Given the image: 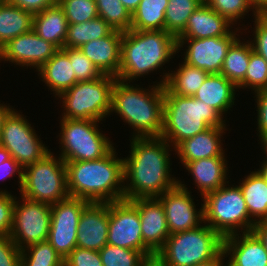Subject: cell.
<instances>
[{"label":"cell","mask_w":267,"mask_h":266,"mask_svg":"<svg viewBox=\"0 0 267 266\" xmlns=\"http://www.w3.org/2000/svg\"><path fill=\"white\" fill-rule=\"evenodd\" d=\"M169 142L162 137H133L130 156L123 158L124 199L157 198L178 184L170 176Z\"/></svg>","instance_id":"6da1fadb"},{"label":"cell","mask_w":267,"mask_h":266,"mask_svg":"<svg viewBox=\"0 0 267 266\" xmlns=\"http://www.w3.org/2000/svg\"><path fill=\"white\" fill-rule=\"evenodd\" d=\"M113 148L98 160L65 162L67 188L71 197L90 203H110L124 199V161ZM118 186V187H117Z\"/></svg>","instance_id":"7a4b0ae2"},{"label":"cell","mask_w":267,"mask_h":266,"mask_svg":"<svg viewBox=\"0 0 267 266\" xmlns=\"http://www.w3.org/2000/svg\"><path fill=\"white\" fill-rule=\"evenodd\" d=\"M147 90L118 79L112 87L110 112L137 131L133 137H160L163 130L164 86L158 83Z\"/></svg>","instance_id":"3957f363"},{"label":"cell","mask_w":267,"mask_h":266,"mask_svg":"<svg viewBox=\"0 0 267 266\" xmlns=\"http://www.w3.org/2000/svg\"><path fill=\"white\" fill-rule=\"evenodd\" d=\"M177 50V38L165 30L122 32L121 64L117 79L123 82L146 75L164 65Z\"/></svg>","instance_id":"277c9868"},{"label":"cell","mask_w":267,"mask_h":266,"mask_svg":"<svg viewBox=\"0 0 267 266\" xmlns=\"http://www.w3.org/2000/svg\"><path fill=\"white\" fill-rule=\"evenodd\" d=\"M223 117L213 107L193 96H179L164 85L162 138L174 148L183 140L210 127H226Z\"/></svg>","instance_id":"5b68a950"},{"label":"cell","mask_w":267,"mask_h":266,"mask_svg":"<svg viewBox=\"0 0 267 266\" xmlns=\"http://www.w3.org/2000/svg\"><path fill=\"white\" fill-rule=\"evenodd\" d=\"M224 238L208 225L170 234L156 253L165 266H194L223 250Z\"/></svg>","instance_id":"8992f818"},{"label":"cell","mask_w":267,"mask_h":266,"mask_svg":"<svg viewBox=\"0 0 267 266\" xmlns=\"http://www.w3.org/2000/svg\"><path fill=\"white\" fill-rule=\"evenodd\" d=\"M204 224L218 232L223 238L236 234L242 228L243 233L253 231L256 219H251L239 186L223 185L203 197ZM253 220V221H252ZM239 227V228H238ZM245 228V229H243Z\"/></svg>","instance_id":"52a82bcc"},{"label":"cell","mask_w":267,"mask_h":266,"mask_svg":"<svg viewBox=\"0 0 267 266\" xmlns=\"http://www.w3.org/2000/svg\"><path fill=\"white\" fill-rule=\"evenodd\" d=\"M51 153L24 168L20 189L22 196L49 205L70 196L65 162L60 156L57 159Z\"/></svg>","instance_id":"ba28073f"},{"label":"cell","mask_w":267,"mask_h":266,"mask_svg":"<svg viewBox=\"0 0 267 266\" xmlns=\"http://www.w3.org/2000/svg\"><path fill=\"white\" fill-rule=\"evenodd\" d=\"M117 78L102 75L92 81L77 82L63 92L65 112L62 118L101 121L111 111V92Z\"/></svg>","instance_id":"9c48e42d"},{"label":"cell","mask_w":267,"mask_h":266,"mask_svg":"<svg viewBox=\"0 0 267 266\" xmlns=\"http://www.w3.org/2000/svg\"><path fill=\"white\" fill-rule=\"evenodd\" d=\"M97 122L100 121L62 118L60 157L64 162L98 160L114 148L98 130Z\"/></svg>","instance_id":"30bf717a"},{"label":"cell","mask_w":267,"mask_h":266,"mask_svg":"<svg viewBox=\"0 0 267 266\" xmlns=\"http://www.w3.org/2000/svg\"><path fill=\"white\" fill-rule=\"evenodd\" d=\"M12 109L5 117L1 133L0 145L8 150L23 169L42 159L48 151L27 119Z\"/></svg>","instance_id":"8fae6325"},{"label":"cell","mask_w":267,"mask_h":266,"mask_svg":"<svg viewBox=\"0 0 267 266\" xmlns=\"http://www.w3.org/2000/svg\"><path fill=\"white\" fill-rule=\"evenodd\" d=\"M21 197L22 205L15 200L10 232V238L20 250L47 241L51 221V205Z\"/></svg>","instance_id":"7c38bea8"},{"label":"cell","mask_w":267,"mask_h":266,"mask_svg":"<svg viewBox=\"0 0 267 266\" xmlns=\"http://www.w3.org/2000/svg\"><path fill=\"white\" fill-rule=\"evenodd\" d=\"M107 244L140 251L145 257L154 255L144 244L138 208L130 200L109 203Z\"/></svg>","instance_id":"4fadbf2b"},{"label":"cell","mask_w":267,"mask_h":266,"mask_svg":"<svg viewBox=\"0 0 267 266\" xmlns=\"http://www.w3.org/2000/svg\"><path fill=\"white\" fill-rule=\"evenodd\" d=\"M89 203L85 199L68 196L51 205V221L47 241L63 260L77 247L79 218Z\"/></svg>","instance_id":"5bb4252c"},{"label":"cell","mask_w":267,"mask_h":266,"mask_svg":"<svg viewBox=\"0 0 267 266\" xmlns=\"http://www.w3.org/2000/svg\"><path fill=\"white\" fill-rule=\"evenodd\" d=\"M236 35L235 32L231 31L222 37L177 38V50H180L184 43L189 42L185 58H183L184 62L209 74H220L227 51L237 39Z\"/></svg>","instance_id":"9a60e30c"},{"label":"cell","mask_w":267,"mask_h":266,"mask_svg":"<svg viewBox=\"0 0 267 266\" xmlns=\"http://www.w3.org/2000/svg\"><path fill=\"white\" fill-rule=\"evenodd\" d=\"M186 185L178 184L157 199L161 202L170 234L195 229L204 221L203 205L197 212Z\"/></svg>","instance_id":"2e32d148"},{"label":"cell","mask_w":267,"mask_h":266,"mask_svg":"<svg viewBox=\"0 0 267 266\" xmlns=\"http://www.w3.org/2000/svg\"><path fill=\"white\" fill-rule=\"evenodd\" d=\"M59 48L53 43L39 37L31 29L10 40L0 49V60L4 59L17 65L32 66L39 69Z\"/></svg>","instance_id":"e0dca14e"},{"label":"cell","mask_w":267,"mask_h":266,"mask_svg":"<svg viewBox=\"0 0 267 266\" xmlns=\"http://www.w3.org/2000/svg\"><path fill=\"white\" fill-rule=\"evenodd\" d=\"M109 203H89L82 211L77 232V247L100 251L107 244Z\"/></svg>","instance_id":"ac0fdd59"},{"label":"cell","mask_w":267,"mask_h":266,"mask_svg":"<svg viewBox=\"0 0 267 266\" xmlns=\"http://www.w3.org/2000/svg\"><path fill=\"white\" fill-rule=\"evenodd\" d=\"M130 201L138 208L144 244L156 254L170 235L164 208L157 198Z\"/></svg>","instance_id":"d6986e66"},{"label":"cell","mask_w":267,"mask_h":266,"mask_svg":"<svg viewBox=\"0 0 267 266\" xmlns=\"http://www.w3.org/2000/svg\"><path fill=\"white\" fill-rule=\"evenodd\" d=\"M122 32L113 30L104 38L94 39L79 49L104 75L117 77L121 64Z\"/></svg>","instance_id":"ffe728a7"},{"label":"cell","mask_w":267,"mask_h":266,"mask_svg":"<svg viewBox=\"0 0 267 266\" xmlns=\"http://www.w3.org/2000/svg\"><path fill=\"white\" fill-rule=\"evenodd\" d=\"M238 235H229L223 240V251L230 254L229 263L233 266H267V250L259 237L253 231L242 233V237Z\"/></svg>","instance_id":"44dd1931"},{"label":"cell","mask_w":267,"mask_h":266,"mask_svg":"<svg viewBox=\"0 0 267 266\" xmlns=\"http://www.w3.org/2000/svg\"><path fill=\"white\" fill-rule=\"evenodd\" d=\"M225 127H210L207 130L187 138L180 142L175 151L178 153L181 162L196 161L211 157H224V150L221 145V137Z\"/></svg>","instance_id":"7402d4cb"},{"label":"cell","mask_w":267,"mask_h":266,"mask_svg":"<svg viewBox=\"0 0 267 266\" xmlns=\"http://www.w3.org/2000/svg\"><path fill=\"white\" fill-rule=\"evenodd\" d=\"M231 22L204 2L188 18L184 31L177 38H210L228 35Z\"/></svg>","instance_id":"603a6c76"},{"label":"cell","mask_w":267,"mask_h":266,"mask_svg":"<svg viewBox=\"0 0 267 266\" xmlns=\"http://www.w3.org/2000/svg\"><path fill=\"white\" fill-rule=\"evenodd\" d=\"M226 158L211 157L187 162L184 166L194 177L201 196L226 185Z\"/></svg>","instance_id":"cb8c5ba5"},{"label":"cell","mask_w":267,"mask_h":266,"mask_svg":"<svg viewBox=\"0 0 267 266\" xmlns=\"http://www.w3.org/2000/svg\"><path fill=\"white\" fill-rule=\"evenodd\" d=\"M237 87L221 74H209L194 98L213 107L221 116L234 105Z\"/></svg>","instance_id":"d4e9b609"},{"label":"cell","mask_w":267,"mask_h":266,"mask_svg":"<svg viewBox=\"0 0 267 266\" xmlns=\"http://www.w3.org/2000/svg\"><path fill=\"white\" fill-rule=\"evenodd\" d=\"M32 29L42 39L53 43L59 49L64 48L68 22L64 10L58 2L45 8L42 12L33 14Z\"/></svg>","instance_id":"484cf974"},{"label":"cell","mask_w":267,"mask_h":266,"mask_svg":"<svg viewBox=\"0 0 267 266\" xmlns=\"http://www.w3.org/2000/svg\"><path fill=\"white\" fill-rule=\"evenodd\" d=\"M38 72L58 97L77 83L70 58L63 49H59L38 69Z\"/></svg>","instance_id":"4316f807"},{"label":"cell","mask_w":267,"mask_h":266,"mask_svg":"<svg viewBox=\"0 0 267 266\" xmlns=\"http://www.w3.org/2000/svg\"><path fill=\"white\" fill-rule=\"evenodd\" d=\"M33 26V14L20 7L0 0V49L13 38L29 32Z\"/></svg>","instance_id":"83f0119b"},{"label":"cell","mask_w":267,"mask_h":266,"mask_svg":"<svg viewBox=\"0 0 267 266\" xmlns=\"http://www.w3.org/2000/svg\"><path fill=\"white\" fill-rule=\"evenodd\" d=\"M176 71L165 73L159 83L179 96H193L209 75L208 72L185 62Z\"/></svg>","instance_id":"f1b7e54d"},{"label":"cell","mask_w":267,"mask_h":266,"mask_svg":"<svg viewBox=\"0 0 267 266\" xmlns=\"http://www.w3.org/2000/svg\"><path fill=\"white\" fill-rule=\"evenodd\" d=\"M250 217L267 221V183L257 171L251 172L239 185Z\"/></svg>","instance_id":"f546056e"},{"label":"cell","mask_w":267,"mask_h":266,"mask_svg":"<svg viewBox=\"0 0 267 266\" xmlns=\"http://www.w3.org/2000/svg\"><path fill=\"white\" fill-rule=\"evenodd\" d=\"M238 39L229 47L220 72L221 75H224L236 87L245 78L250 54L253 50L250 41L243 44Z\"/></svg>","instance_id":"4dcf8cb0"},{"label":"cell","mask_w":267,"mask_h":266,"mask_svg":"<svg viewBox=\"0 0 267 266\" xmlns=\"http://www.w3.org/2000/svg\"><path fill=\"white\" fill-rule=\"evenodd\" d=\"M114 29L101 17L88 22L68 24L67 35L64 41L66 48H79L94 39L108 36Z\"/></svg>","instance_id":"1f68e13d"},{"label":"cell","mask_w":267,"mask_h":266,"mask_svg":"<svg viewBox=\"0 0 267 266\" xmlns=\"http://www.w3.org/2000/svg\"><path fill=\"white\" fill-rule=\"evenodd\" d=\"M168 0H141L132 14L131 30H164Z\"/></svg>","instance_id":"d6a6232c"},{"label":"cell","mask_w":267,"mask_h":266,"mask_svg":"<svg viewBox=\"0 0 267 266\" xmlns=\"http://www.w3.org/2000/svg\"><path fill=\"white\" fill-rule=\"evenodd\" d=\"M203 0H168L164 30L176 38L184 31L188 18Z\"/></svg>","instance_id":"836d02e7"},{"label":"cell","mask_w":267,"mask_h":266,"mask_svg":"<svg viewBox=\"0 0 267 266\" xmlns=\"http://www.w3.org/2000/svg\"><path fill=\"white\" fill-rule=\"evenodd\" d=\"M98 16L114 30L125 32L131 29L132 15L120 0H95Z\"/></svg>","instance_id":"e575fe53"},{"label":"cell","mask_w":267,"mask_h":266,"mask_svg":"<svg viewBox=\"0 0 267 266\" xmlns=\"http://www.w3.org/2000/svg\"><path fill=\"white\" fill-rule=\"evenodd\" d=\"M63 264L64 260L48 241L31 244L21 250L20 266H62Z\"/></svg>","instance_id":"d590c367"},{"label":"cell","mask_w":267,"mask_h":266,"mask_svg":"<svg viewBox=\"0 0 267 266\" xmlns=\"http://www.w3.org/2000/svg\"><path fill=\"white\" fill-rule=\"evenodd\" d=\"M99 254L103 266H138L145 258L140 251L109 244H106Z\"/></svg>","instance_id":"8d00e7d4"},{"label":"cell","mask_w":267,"mask_h":266,"mask_svg":"<svg viewBox=\"0 0 267 266\" xmlns=\"http://www.w3.org/2000/svg\"><path fill=\"white\" fill-rule=\"evenodd\" d=\"M63 8L68 24L88 22L98 17L95 0H57Z\"/></svg>","instance_id":"74e56055"},{"label":"cell","mask_w":267,"mask_h":266,"mask_svg":"<svg viewBox=\"0 0 267 266\" xmlns=\"http://www.w3.org/2000/svg\"><path fill=\"white\" fill-rule=\"evenodd\" d=\"M249 87L254 92L267 89V61L255 51H251L248 68L244 80L237 86Z\"/></svg>","instance_id":"f35d334b"},{"label":"cell","mask_w":267,"mask_h":266,"mask_svg":"<svg viewBox=\"0 0 267 266\" xmlns=\"http://www.w3.org/2000/svg\"><path fill=\"white\" fill-rule=\"evenodd\" d=\"M63 50L70 58L77 82L92 81L103 75L79 48L64 47Z\"/></svg>","instance_id":"ab89813d"},{"label":"cell","mask_w":267,"mask_h":266,"mask_svg":"<svg viewBox=\"0 0 267 266\" xmlns=\"http://www.w3.org/2000/svg\"><path fill=\"white\" fill-rule=\"evenodd\" d=\"M204 3L211 9L225 17L229 22H237V19L242 18L245 12L255 9L249 0H203ZM251 7V8H250Z\"/></svg>","instance_id":"60d3db41"},{"label":"cell","mask_w":267,"mask_h":266,"mask_svg":"<svg viewBox=\"0 0 267 266\" xmlns=\"http://www.w3.org/2000/svg\"><path fill=\"white\" fill-rule=\"evenodd\" d=\"M15 200L7 191H0V235L10 236Z\"/></svg>","instance_id":"b9f144b4"},{"label":"cell","mask_w":267,"mask_h":266,"mask_svg":"<svg viewBox=\"0 0 267 266\" xmlns=\"http://www.w3.org/2000/svg\"><path fill=\"white\" fill-rule=\"evenodd\" d=\"M66 266H103L99 251L75 247L64 259Z\"/></svg>","instance_id":"7bdbcfd3"},{"label":"cell","mask_w":267,"mask_h":266,"mask_svg":"<svg viewBox=\"0 0 267 266\" xmlns=\"http://www.w3.org/2000/svg\"><path fill=\"white\" fill-rule=\"evenodd\" d=\"M21 250L10 236L0 235V266H20Z\"/></svg>","instance_id":"ee69618b"},{"label":"cell","mask_w":267,"mask_h":266,"mask_svg":"<svg viewBox=\"0 0 267 266\" xmlns=\"http://www.w3.org/2000/svg\"><path fill=\"white\" fill-rule=\"evenodd\" d=\"M255 38L250 42L253 51L261 55L267 61V13L255 17Z\"/></svg>","instance_id":"f6af8a7d"},{"label":"cell","mask_w":267,"mask_h":266,"mask_svg":"<svg viewBox=\"0 0 267 266\" xmlns=\"http://www.w3.org/2000/svg\"><path fill=\"white\" fill-rule=\"evenodd\" d=\"M257 102V124L259 137L267 135V89L255 92Z\"/></svg>","instance_id":"bcb514c9"},{"label":"cell","mask_w":267,"mask_h":266,"mask_svg":"<svg viewBox=\"0 0 267 266\" xmlns=\"http://www.w3.org/2000/svg\"><path fill=\"white\" fill-rule=\"evenodd\" d=\"M32 14L42 12L45 8L54 5L57 0H6Z\"/></svg>","instance_id":"7dc6e473"},{"label":"cell","mask_w":267,"mask_h":266,"mask_svg":"<svg viewBox=\"0 0 267 266\" xmlns=\"http://www.w3.org/2000/svg\"><path fill=\"white\" fill-rule=\"evenodd\" d=\"M17 170V171H16ZM15 172H18V179L20 184V189L23 183V167L12 157L5 160L0 166V179H5L6 177L12 176Z\"/></svg>","instance_id":"c3c4849f"},{"label":"cell","mask_w":267,"mask_h":266,"mask_svg":"<svg viewBox=\"0 0 267 266\" xmlns=\"http://www.w3.org/2000/svg\"><path fill=\"white\" fill-rule=\"evenodd\" d=\"M253 232L263 242L267 250V221H260L254 225Z\"/></svg>","instance_id":"681fc988"},{"label":"cell","mask_w":267,"mask_h":266,"mask_svg":"<svg viewBox=\"0 0 267 266\" xmlns=\"http://www.w3.org/2000/svg\"><path fill=\"white\" fill-rule=\"evenodd\" d=\"M225 252L222 250L217 256H215L214 258L208 260V261H205V262H202V263H199V264H196L194 266H224L223 265V257H225Z\"/></svg>","instance_id":"f907efd6"},{"label":"cell","mask_w":267,"mask_h":266,"mask_svg":"<svg viewBox=\"0 0 267 266\" xmlns=\"http://www.w3.org/2000/svg\"><path fill=\"white\" fill-rule=\"evenodd\" d=\"M138 266H165L161 259L156 255L145 257Z\"/></svg>","instance_id":"816d5d0a"},{"label":"cell","mask_w":267,"mask_h":266,"mask_svg":"<svg viewBox=\"0 0 267 266\" xmlns=\"http://www.w3.org/2000/svg\"><path fill=\"white\" fill-rule=\"evenodd\" d=\"M254 6V15L257 17L259 14L267 13V0H249Z\"/></svg>","instance_id":"f5cc1de1"},{"label":"cell","mask_w":267,"mask_h":266,"mask_svg":"<svg viewBox=\"0 0 267 266\" xmlns=\"http://www.w3.org/2000/svg\"><path fill=\"white\" fill-rule=\"evenodd\" d=\"M126 9L132 15L136 8L139 6L141 0H120Z\"/></svg>","instance_id":"db71d44e"},{"label":"cell","mask_w":267,"mask_h":266,"mask_svg":"<svg viewBox=\"0 0 267 266\" xmlns=\"http://www.w3.org/2000/svg\"><path fill=\"white\" fill-rule=\"evenodd\" d=\"M12 110V108L10 109L9 106L0 104V133H1V129H2V125L4 122L5 117L8 115V113Z\"/></svg>","instance_id":"11a10c76"},{"label":"cell","mask_w":267,"mask_h":266,"mask_svg":"<svg viewBox=\"0 0 267 266\" xmlns=\"http://www.w3.org/2000/svg\"><path fill=\"white\" fill-rule=\"evenodd\" d=\"M10 157L11 156L8 150L0 145V166L5 160L9 159Z\"/></svg>","instance_id":"9f6ffc18"},{"label":"cell","mask_w":267,"mask_h":266,"mask_svg":"<svg viewBox=\"0 0 267 266\" xmlns=\"http://www.w3.org/2000/svg\"><path fill=\"white\" fill-rule=\"evenodd\" d=\"M257 173H259L267 183V162H263L261 168L257 171Z\"/></svg>","instance_id":"6f0895ef"},{"label":"cell","mask_w":267,"mask_h":266,"mask_svg":"<svg viewBox=\"0 0 267 266\" xmlns=\"http://www.w3.org/2000/svg\"><path fill=\"white\" fill-rule=\"evenodd\" d=\"M259 139H261L260 141H261L262 147L264 146V148H262L265 151L264 153L267 154V135L259 137ZM264 162H267V158Z\"/></svg>","instance_id":"680465c9"}]
</instances>
